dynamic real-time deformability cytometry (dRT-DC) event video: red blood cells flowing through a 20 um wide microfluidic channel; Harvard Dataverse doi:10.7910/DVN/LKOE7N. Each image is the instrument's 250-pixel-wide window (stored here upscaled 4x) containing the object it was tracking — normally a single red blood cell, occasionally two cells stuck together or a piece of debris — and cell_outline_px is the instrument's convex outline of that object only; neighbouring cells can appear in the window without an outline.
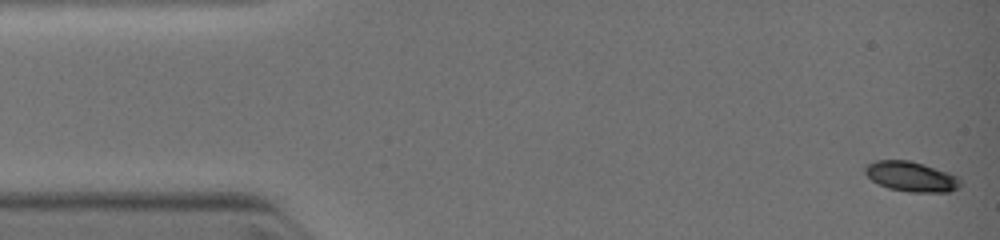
{"species": "common noctule bat (a hibernating species)", "species_latin": "Nyctalus noctula", "temperature_condition": "warm", "stored_images_in_passage": 9, "camera_frame_rate_fps": 3000, "um_per_image_px": 0.085, "animal": {"sex": "female", "body_mass_g": 19.0, "forearm_length_mm": 51.5}, "frame": {"image": 1, "passage_image": 1, "time_ms": 0.0, "image_size_px": [1000, 240], "cell_outline_px": [[960, 184], [956, 188], [948, 192], [908, 192], [888, 188], [872, 180], [864, 172], [864, 168], [868, 164], [876, 160], [908, 160], [948, 172], [956, 176], [960, 180]], "centroid_in_image_um": [77.42, 15.01], "position_along_channel_um": 7.6, "area_um2": 16.42}}
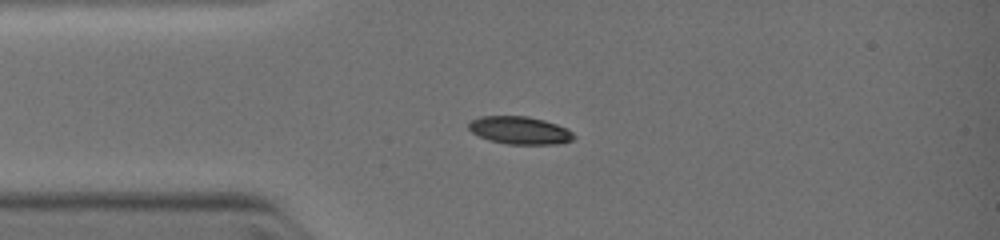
{"frame": {"image": 2, "passage_image": 9, "time_ms": 2.667, "image_size_px": [1000, 240], "cell_outline_px": [[576, 136], [572, 140], [556, 144], [508, 144], [488, 140], [472, 132], [468, 128], [468, 124], [472, 120], [480, 116], [528, 116], [544, 120], [556, 124], [572, 132]], "centroid_in_image_um": [44.16, 11.08], "position_along_channel_um": 40.8, "area_um2": 16.88}}